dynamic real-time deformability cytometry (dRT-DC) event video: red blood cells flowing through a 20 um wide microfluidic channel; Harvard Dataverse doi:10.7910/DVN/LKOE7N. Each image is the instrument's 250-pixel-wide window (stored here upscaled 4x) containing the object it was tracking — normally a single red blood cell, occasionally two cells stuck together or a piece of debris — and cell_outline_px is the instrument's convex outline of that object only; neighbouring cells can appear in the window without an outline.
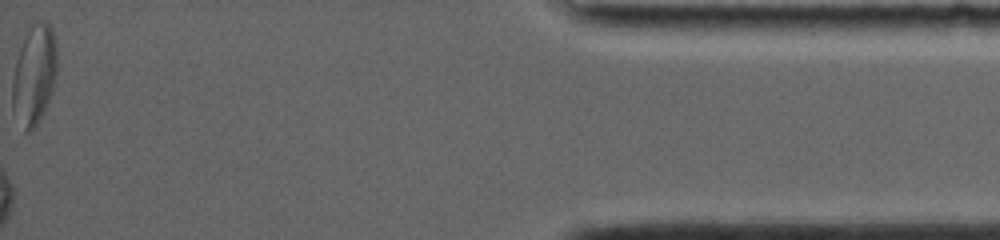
{"species": "common noctule bat (a hibernating species)", "species_latin": "Nyctalus noctula", "temperature_condition": "room temperature", "stored_images_in_passage": 32, "segment_of_instrument_passage": [2, 2], "camera_frame_rate_fps": 4000, "um_per_image_px": 0.085, "animal": {"sex": "female", "body_mass_g": 19.0, "forearm_length_mm": 56.7}, "frame": {"image": 1, "passage_image": 32, "time_ms": 15.75, "image_size_px": [1000, 240], "cell_outline_px": [[56, 72], [52, 88], [48, 100], [36, 124], [28, 132], [24, 132], [12, 108], [12, 80], [16, 60], [24, 24], [32, 20], [44, 20], [52, 28], [56, 48]], "centroid_in_image_um": [2.86, 6.19], "position_along_channel_um": 432.3, "area_um2": 26.41}}